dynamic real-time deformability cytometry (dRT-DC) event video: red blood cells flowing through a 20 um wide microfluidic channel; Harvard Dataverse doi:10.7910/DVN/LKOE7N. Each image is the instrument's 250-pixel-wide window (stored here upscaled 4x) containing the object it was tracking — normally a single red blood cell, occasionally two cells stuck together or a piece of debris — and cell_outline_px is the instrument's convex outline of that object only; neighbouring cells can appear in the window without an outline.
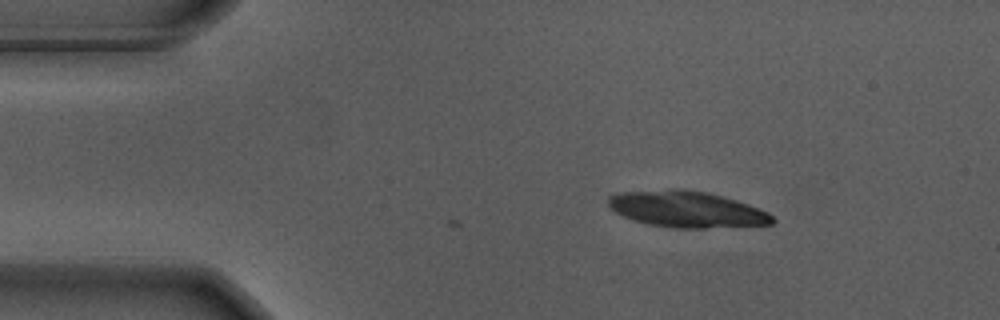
{"species": "Egyptian fruit bat (a non-hibernating species)", "species_latin": "Rousettus aegyptiacus", "temperature_condition": "warm", "stored_images_in_passage": 7, "camera_frame_rate_fps": 3000, "um_per_image_px": 0.085, "animal": {"sex": "male"}, "frame": {"image": 1, "passage_image": 1, "time_ms": 0.0, "image_size_px": [1000, 320], "cell_outline_px": [[776, 220], [772, 224], [704, 228], [668, 228], [648, 224], [620, 216], [608, 208], [608, 196], [616, 192], [704, 192], [736, 200], [748, 204], [768, 212]], "centroid_in_image_um": [58.35, 17.85], "position_along_channel_um": 26.6, "area_um2": 33.64}}